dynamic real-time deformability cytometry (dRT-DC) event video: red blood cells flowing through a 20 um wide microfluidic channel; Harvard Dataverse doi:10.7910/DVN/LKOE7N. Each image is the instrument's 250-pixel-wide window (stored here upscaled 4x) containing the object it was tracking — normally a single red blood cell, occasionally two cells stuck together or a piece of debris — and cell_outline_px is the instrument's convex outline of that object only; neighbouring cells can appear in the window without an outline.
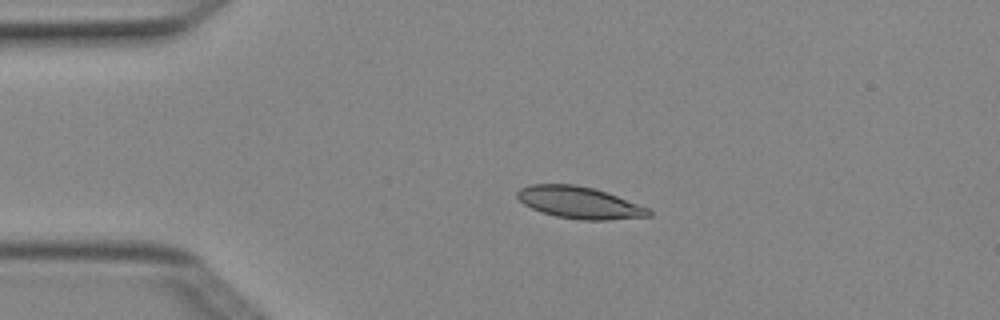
{"species": "Egyptian fruit bat (a non-hibernating species)", "species_latin": "Rousettus aegyptiacus", "temperature_condition": "cold", "stored_images_in_passage": 3, "camera_frame_rate_fps": 3000, "um_per_image_px": 0.085, "animal": {"sex": "female"}, "frame": {"image": 1, "passage_image": 2, "time_ms": 0.333, "image_size_px": [1000, 320], "cell_outline_px": [[652, 216], [608, 220], [580, 220], [556, 216], [540, 212], [524, 204], [516, 196], [516, 192], [520, 188], [532, 184], [576, 184], [592, 188], [616, 196], [648, 208], [652, 212]], "centroid_in_image_um": [49.22, 17.23], "position_along_channel_um": 35.8, "area_um2": 24.28}}